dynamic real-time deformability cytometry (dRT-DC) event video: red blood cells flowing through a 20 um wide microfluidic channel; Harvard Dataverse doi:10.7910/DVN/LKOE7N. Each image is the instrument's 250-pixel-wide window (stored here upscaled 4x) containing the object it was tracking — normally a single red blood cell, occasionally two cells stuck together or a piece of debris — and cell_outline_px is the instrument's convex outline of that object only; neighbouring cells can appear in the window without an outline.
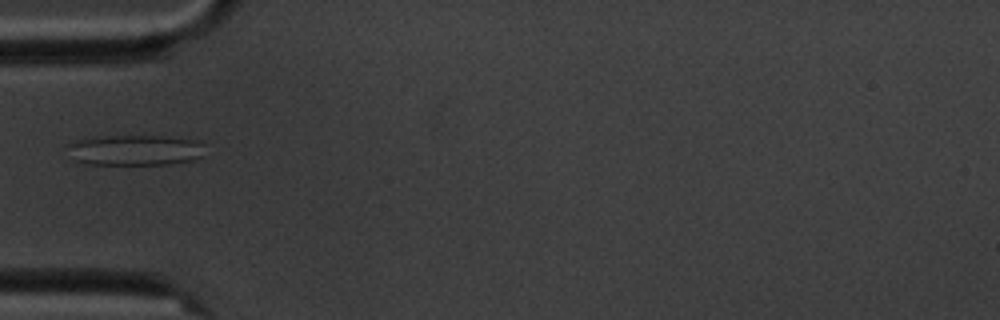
{"species": "common noctule bat (a hibernating species)", "species_latin": "Nyctalus noctula", "temperature_condition": "cold", "stored_images_in_passage": 7, "camera_frame_rate_fps": 3000, "um_per_image_px": 0.085, "animal": {"sex": "male", "body_mass_g": 20.1, "forearm_length_mm": 53.5}, "frame": {"image": 1, "passage_image": 1, "time_ms": 0.0, "image_size_px": [1000, 320], "cell_outline_px": [[204, 144], [200, 156], [192, 160], [168, 164], [84, 164], [72, 160], [64, 144], [72, 140], [92, 136], [160, 136], [200, 140]], "centroid_in_image_um": [11.34, 12.75], "position_along_channel_um": 73.7, "area_um2": 24.97}}
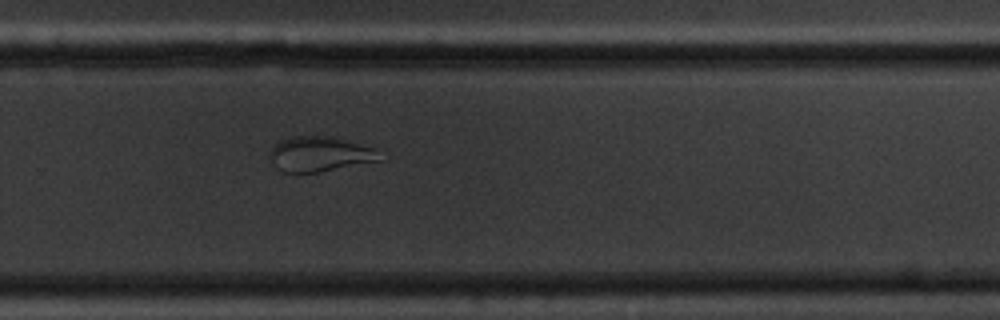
{"frame": {"image": 2, "passage_image": 7, "time_ms": 6.667, "image_size_px": [1000, 320], "cell_outline_px": [[388, 160], [316, 172], [280, 172], [268, 156], [268, 152], [280, 140], [292, 136], [332, 136], [376, 148]], "centroid_in_image_um": [27.26, 13.1], "position_along_channel_um": 302.5, "area_um2": 22.89}}